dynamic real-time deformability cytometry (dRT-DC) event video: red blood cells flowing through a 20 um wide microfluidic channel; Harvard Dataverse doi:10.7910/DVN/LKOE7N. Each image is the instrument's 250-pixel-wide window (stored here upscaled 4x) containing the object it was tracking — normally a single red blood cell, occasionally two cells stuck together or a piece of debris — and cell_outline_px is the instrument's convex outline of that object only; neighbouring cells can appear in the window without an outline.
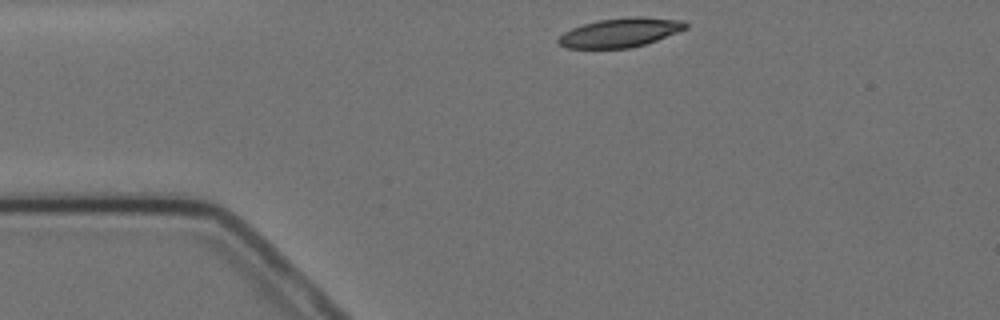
{"species": "Egyptian fruit bat (a non-hibernating species)", "species_latin": "Rousettus aegyptiacus", "temperature_condition": "cold", "stored_images_in_passage": 3, "camera_frame_rate_fps": 3000, "um_per_image_px": 0.085, "animal": {"sex": "female"}, "frame": {"image": 1, "passage_image": 1, "time_ms": 0.0, "image_size_px": [1000, 320], "cell_outline_px": [[688, 28], [656, 40], [644, 44], [628, 48], [568, 48], [560, 44], [556, 40], [564, 32], [572, 28], [584, 24], [600, 20], [632, 16], [640, 16], [684, 20], [688, 24]], "centroid_in_image_um": [52.75, 2.76], "position_along_channel_um": 32.2, "area_um2": 21.44}}
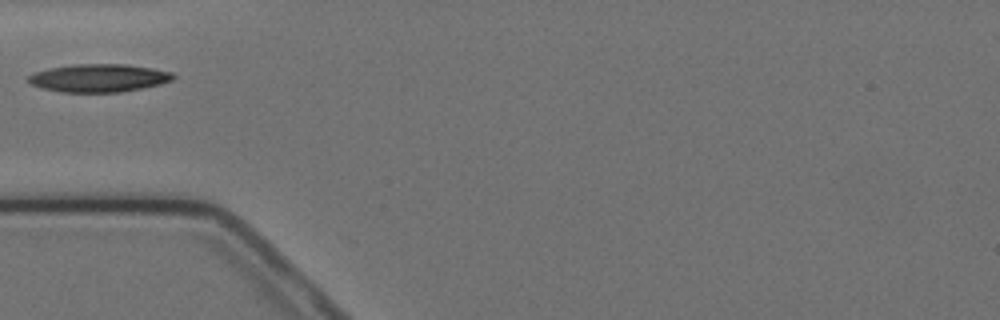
{"frame": {"image": 2, "passage_image": 3, "time_ms": 2.333, "image_size_px": [1000, 320], "cell_outline_px": [[176, 76], [172, 80], [160, 84], [120, 92], [60, 92], [40, 88], [32, 84], [28, 80], [28, 76], [36, 72], [48, 68], [76, 64], [128, 64], [152, 68], [172, 72]], "centroid_in_image_um": [8.4, 6.63], "position_along_channel_um": 76.6, "area_um2": 23.58}}